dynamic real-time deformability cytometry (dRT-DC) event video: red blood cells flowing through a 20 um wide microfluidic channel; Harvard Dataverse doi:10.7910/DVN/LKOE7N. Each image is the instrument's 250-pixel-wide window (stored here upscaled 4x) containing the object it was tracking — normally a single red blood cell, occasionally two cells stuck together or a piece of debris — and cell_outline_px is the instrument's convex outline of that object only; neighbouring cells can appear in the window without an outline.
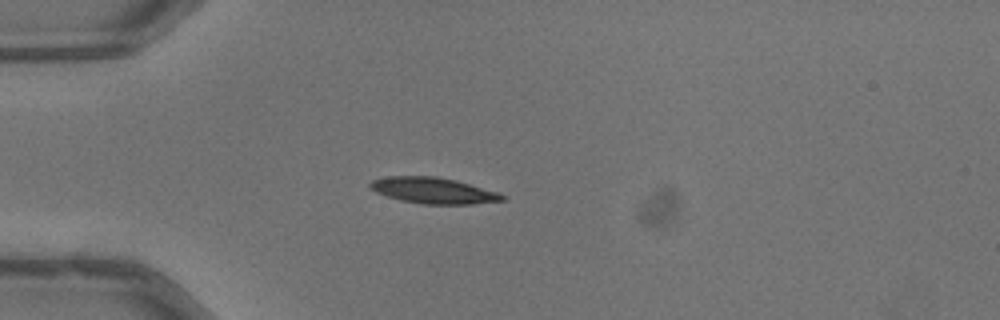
{"species": "common noctule bat (a hibernating species)", "species_latin": "Nyctalus noctula", "temperature_condition": "warm", "stored_images_in_passage": 38, "camera_frame_rate_fps": 3000, "um_per_image_px": 0.085, "animal": {"sex": "male", "body_mass_g": 13.3}, "frame": {"image": 1, "passage_image": 1, "time_ms": 0.0, "image_size_px": [1000, 320], "cell_outline_px": [[504, 200], [472, 204], [424, 204], [400, 200], [376, 192], [368, 188], [368, 184], [372, 180], [388, 176], [436, 176], [456, 180], [500, 192], [504, 196]], "centroid_in_image_um": [36.82, 16.19], "position_along_channel_um": 48.2, "area_um2": 20.11}}
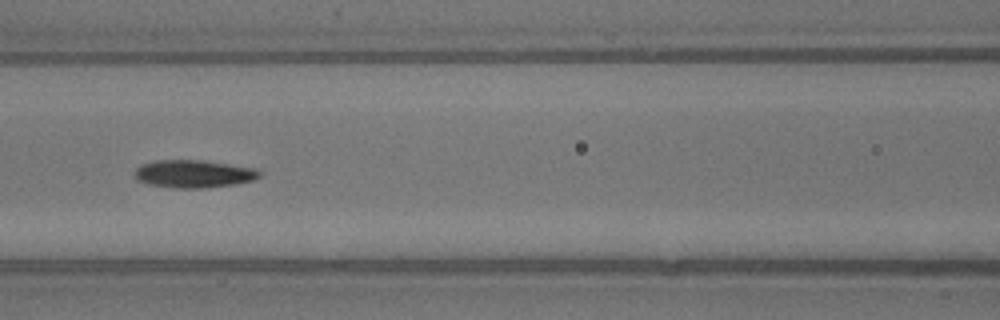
{"frame": {"image": 2, "passage_image": 10, "time_ms": 3.0, "image_size_px": [1000, 320], "cell_outline_px": [[264, 172], [260, 176], [252, 180], [236, 184], [208, 188], [172, 188], [148, 184], [136, 180], [136, 168], [140, 164], [156, 160], [204, 160], [260, 168]], "centroid_in_image_um": [16.53, 14.77], "position_along_channel_um": 150.1, "area_um2": 20.63}}
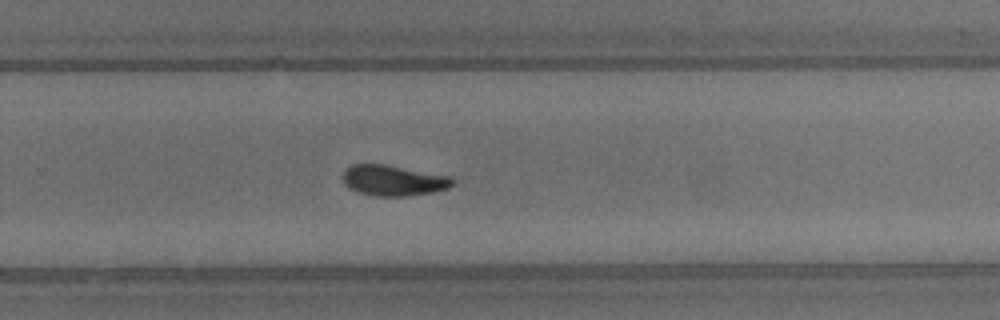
{"frame": {"image": 3, "passage_image": 21, "time_ms": 6.667, "image_size_px": [1000, 320], "cell_outline_px": [[452, 184], [448, 188], [432, 192], [404, 196], [376, 196], [360, 192], [348, 188], [344, 184], [344, 172], [352, 164], [384, 164], [452, 176]], "centroid_in_image_um": [33.44, 15.33], "position_along_channel_um": 296.4, "area_um2": 19.36}, "authors_computed_cell_mechanics": {"area_um2": 19.9988, "velocity_mm_per_s": 4.016, "shape_relaxation_time_tau1_ms": 3.3573, "shape_relaxation_time_tau2_ms": 3.5073, "deformation_change_tau1": 0.1491, "deformation_change_tau2": 0.09}}